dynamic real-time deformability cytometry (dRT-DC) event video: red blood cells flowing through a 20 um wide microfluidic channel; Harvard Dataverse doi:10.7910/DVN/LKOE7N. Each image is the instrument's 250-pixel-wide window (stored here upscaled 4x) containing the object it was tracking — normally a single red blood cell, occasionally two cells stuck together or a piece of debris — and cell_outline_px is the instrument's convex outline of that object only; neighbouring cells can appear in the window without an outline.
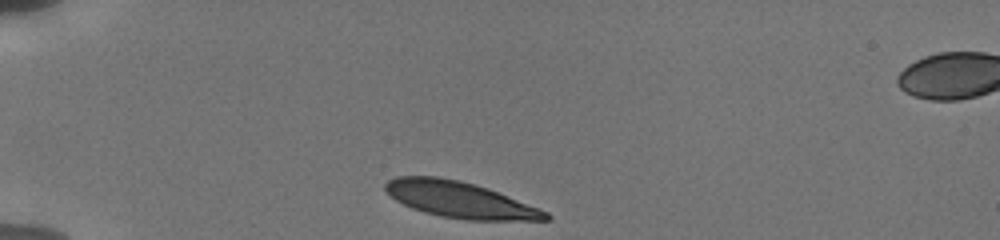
{"species": "human", "species_latin": "Homo sapiens", "temperature_condition": "cold", "stored_images_in_passage": 37, "camera_frame_rate_fps": 3000, "um_per_image_px": 0.085, "donor": {"sex": "male"}, "frame": {"image": 1, "passage_image": 1, "time_ms": 0.0, "image_size_px": [1000, 240], "cell_outline_px": [[552, 220], [468, 220], [440, 216], [424, 212], [412, 208], [396, 200], [384, 188], [384, 184], [388, 180], [396, 176], [436, 176], [460, 180], [476, 184], [488, 188], [540, 208], [548, 212], [552, 216]], "centroid_in_image_um": [39.12, 16.97], "position_along_channel_um": 45.9, "area_um2": 33.81}}
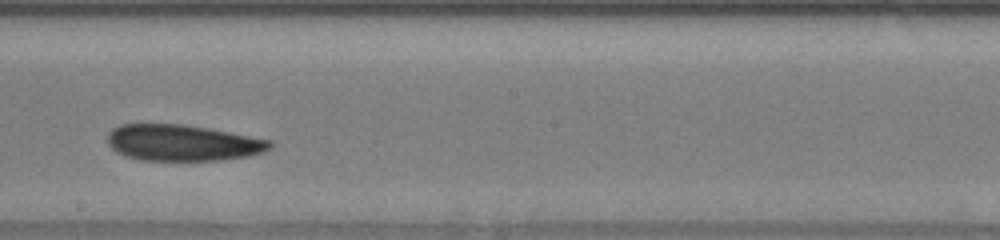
{"frame": {"image": 2, "passage_image": 19, "time_ms": 6.0, "image_size_px": [1000, 240], "cell_outline_px": [[272, 148], [264, 152], [248, 156], [220, 160], [140, 160], [124, 156], [116, 152], [108, 144], [108, 132], [112, 128], [120, 124], [184, 124], [208, 128], [272, 140]], "centroid_in_image_um": [15.51, 12.13], "position_along_channel_um": 232.7, "area_um2": 34.45}}
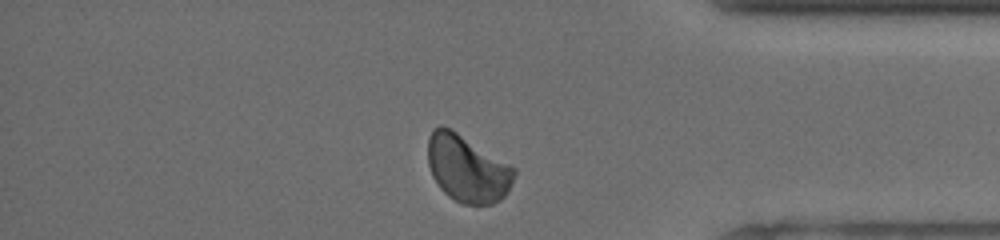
{"frame": {"image": 3, "passage_image": 33, "time_ms": 10.667, "image_size_px": [1000, 240], "cell_outline_px": [[516, 172], [508, 192], [500, 200], [492, 204], [464, 204], [448, 196], [440, 188], [432, 176], [428, 164], [428, 136], [432, 128], [440, 124], [456, 132], [516, 168]], "centroid_in_image_um": [39.7, 14.33], "position_along_channel_um": 395.5, "area_um2": 33.52}, "authors_computed_cell_mechanics": {"area_um2": 34.391, "velocity_mm_per_s": 3.7937, "shape_relaxation_time_tau1_ms": 8.1223, "shape_relaxation_time_tau2_ms": null, "deformation_change_tau1": 0.1429, "deformation_change_tau2": null}}